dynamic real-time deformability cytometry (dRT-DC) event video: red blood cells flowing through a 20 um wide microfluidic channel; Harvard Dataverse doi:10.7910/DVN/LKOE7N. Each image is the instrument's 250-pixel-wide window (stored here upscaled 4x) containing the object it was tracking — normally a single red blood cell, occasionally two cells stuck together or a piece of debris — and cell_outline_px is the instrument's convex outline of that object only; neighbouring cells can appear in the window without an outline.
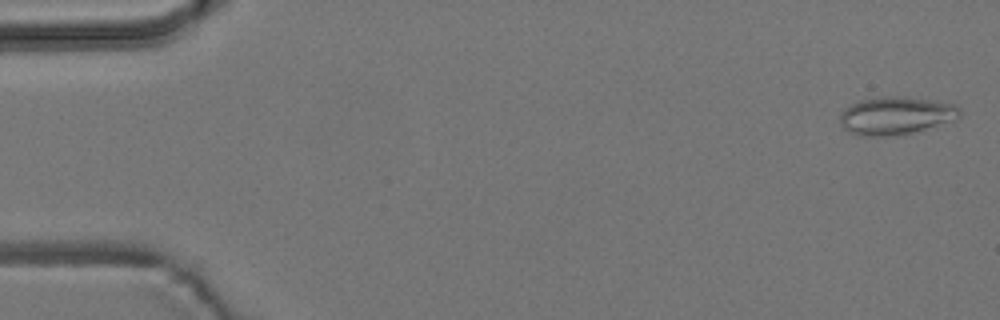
{"species": "common noctule bat (a hibernating species)", "species_latin": "Nyctalus noctula", "temperature_condition": "room temperature", "stored_images_in_passage": 5, "camera_frame_rate_fps": 3000, "um_per_image_px": 0.085, "animal": {"sex": "male", "body_mass_g": 19.2, "forearm_length_mm": 51.8}, "frame": {"image": 1, "passage_image": 1, "time_ms": 0.0, "image_size_px": [1000, 320], "cell_outline_px": [[960, 116], [956, 120], [912, 132], [896, 136], [860, 136], [848, 132], [840, 124], [840, 116], [844, 108], [860, 100], [880, 96], [908, 96], [956, 104], [960, 108]], "centroid_in_image_um": [76.15, 9.82], "position_along_channel_um": 8.8, "area_um2": 26.76}}